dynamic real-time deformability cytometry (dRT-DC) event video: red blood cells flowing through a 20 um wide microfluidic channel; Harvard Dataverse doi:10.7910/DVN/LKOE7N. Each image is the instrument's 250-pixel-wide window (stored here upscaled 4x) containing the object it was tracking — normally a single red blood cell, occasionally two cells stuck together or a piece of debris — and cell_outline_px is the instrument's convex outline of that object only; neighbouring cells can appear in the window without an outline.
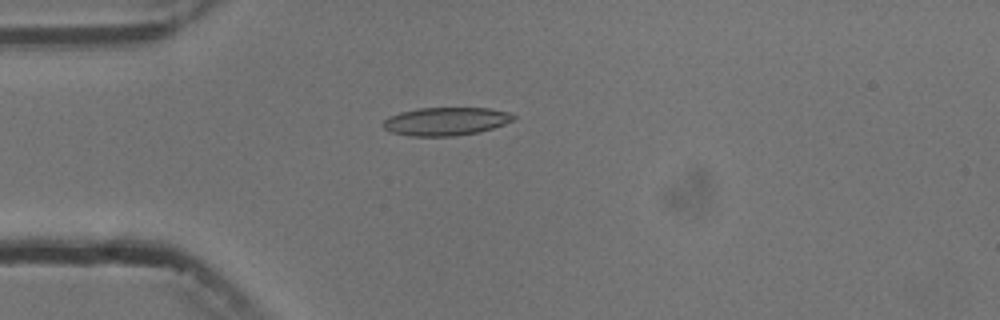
{"species": "common noctule bat (a hibernating species)", "species_latin": "Nyctalus noctula", "temperature_condition": "cold", "stored_images_in_passage": 4, "camera_frame_rate_fps": 3000, "um_per_image_px": 0.085, "animal": {"sex": "male", "body_mass_g": 13.3}, "frame": {"image": 1, "passage_image": 4, "time_ms": 3.667, "image_size_px": [1000, 320], "cell_outline_px": [[516, 116], [512, 120], [504, 124], [480, 132], [452, 136], [408, 136], [392, 132], [384, 128], [380, 124], [388, 116], [400, 112], [420, 108], [488, 108], [508, 112]], "centroid_in_image_um": [37.85, 10.31], "position_along_channel_um": 47.1, "area_um2": 21.39}}